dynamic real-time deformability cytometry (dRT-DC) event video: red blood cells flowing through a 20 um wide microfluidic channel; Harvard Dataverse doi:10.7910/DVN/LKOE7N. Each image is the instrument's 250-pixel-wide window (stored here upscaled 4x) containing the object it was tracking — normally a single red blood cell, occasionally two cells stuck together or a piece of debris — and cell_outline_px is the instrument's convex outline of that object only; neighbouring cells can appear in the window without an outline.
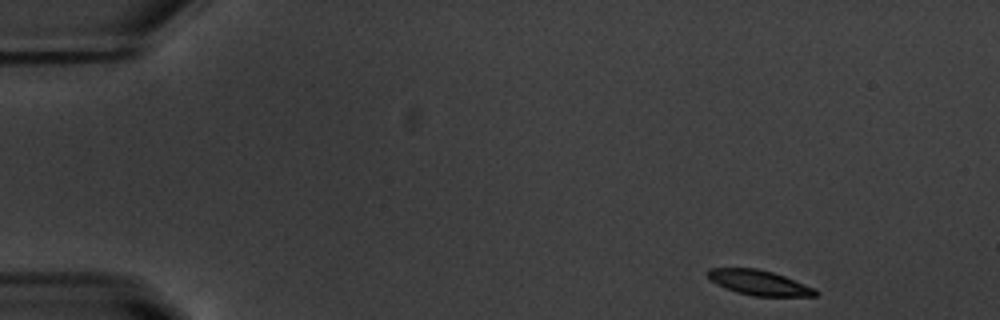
{"species": "common noctule bat (a hibernating species)", "species_latin": "Nyctalus noctula", "temperature_condition": "warm", "stored_images_in_passage": 49, "camera_frame_rate_fps": 3000, "um_per_image_px": 0.085, "animal": {"sex": "male", "body_mass_g": 20.1, "forearm_length_mm": 53.5}, "frame": {"image": 1, "passage_image": 1, "time_ms": 0.0, "image_size_px": [1000, 320], "cell_outline_px": [[820, 292], [816, 296], [752, 296], [736, 292], [724, 288], [716, 284], [704, 272], [708, 268], [756, 268], [772, 272], [784, 276], [816, 288]], "centroid_in_image_um": [64.52, 24.03], "position_along_channel_um": 20.5, "area_um2": 15.84}}
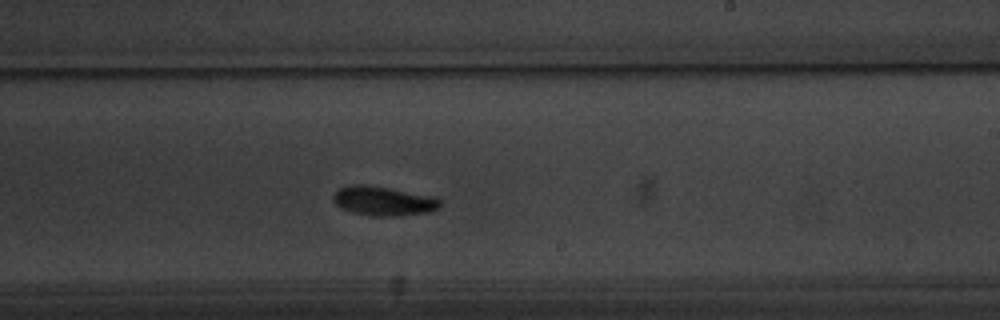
{"frame": {"image": 2, "passage_image": 28, "time_ms": 9.0, "image_size_px": [1000, 320], "cell_outline_px": [[440, 204], [436, 208], [428, 212], [392, 216], [372, 216], [352, 212], [340, 208], [332, 200], [332, 196], [340, 188], [348, 184], [364, 184], [436, 196], [440, 200]], "centroid_in_image_um": [32.55, 17.07], "position_along_channel_um": 256.5, "area_um2": 18.21}}
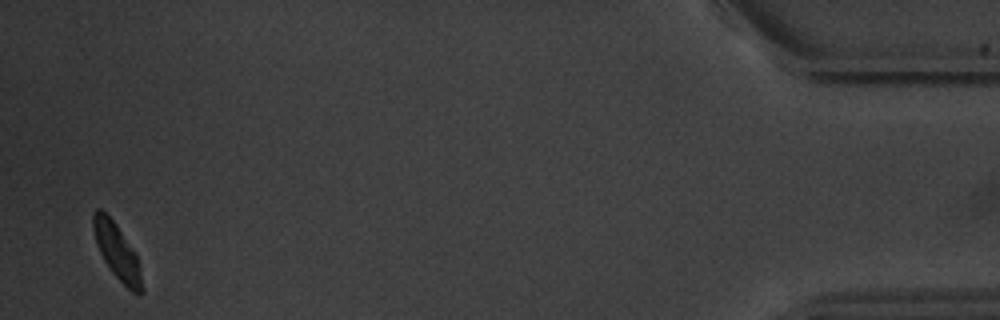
{"frame": {"image": 3, "passage_image": 48, "time_ms": 15.667, "image_size_px": [1000, 320], "cell_outline_px": [[144, 292], [132, 292], [112, 272], [104, 260], [100, 252], [92, 228], [92, 216], [96, 208], [100, 208], [116, 224], [136, 252], [144, 288]], "centroid_in_image_um": [9.96, 21.37], "position_along_channel_um": 425.2, "area_um2": 15.61}, "authors_computed_cell_mechanics": {"area_um2": 17.051, "velocity_mm_per_s": 3.7294, "shape_relaxation_time_tau1_ms": 1.7117, "shape_relaxation_time_tau2_ms": null, "deformation_change_tau1": 0.131, "deformation_change_tau2": null}}